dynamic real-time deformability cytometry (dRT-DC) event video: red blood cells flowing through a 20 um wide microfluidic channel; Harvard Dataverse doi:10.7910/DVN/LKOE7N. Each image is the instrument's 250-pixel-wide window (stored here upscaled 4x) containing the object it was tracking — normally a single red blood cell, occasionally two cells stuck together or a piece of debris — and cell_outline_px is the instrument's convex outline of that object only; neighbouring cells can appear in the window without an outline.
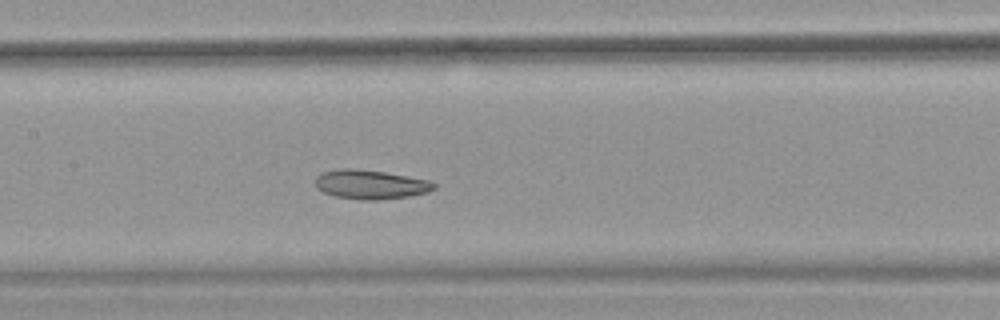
{"species": "common noctule bat (a hibernating species)", "species_latin": "Nyctalus noctula", "temperature_condition": "warm", "stored_images_in_passage": 46, "camera_frame_rate_fps": 3000, "um_per_image_px": 0.085, "animal": {"sex": "female", "body_mass_g": 18.4}, "frame": {"image": 1, "passage_image": 20, "time_ms": 6.333, "image_size_px": [1000, 320], "cell_outline_px": [[436, 188], [428, 192], [408, 196], [380, 200], [360, 200], [336, 196], [324, 192], [316, 188], [316, 176], [324, 172], [340, 168], [356, 168], [384, 172], [428, 180], [436, 184]], "centroid_in_image_um": [31.49, 15.68], "position_along_channel_um": 175.9, "area_um2": 20.11}, "authors_computed_cell_mechanics": {"area_um2": 22.4842, "velocity_mm_per_s": 3.9132, "shape_relaxation_time_tau1_ms": 6.8666, "shape_relaxation_time_tau2_ms": 6.1029, "deformation_change_tau1": 0.1119, "deformation_change_tau2": 0.1239}}